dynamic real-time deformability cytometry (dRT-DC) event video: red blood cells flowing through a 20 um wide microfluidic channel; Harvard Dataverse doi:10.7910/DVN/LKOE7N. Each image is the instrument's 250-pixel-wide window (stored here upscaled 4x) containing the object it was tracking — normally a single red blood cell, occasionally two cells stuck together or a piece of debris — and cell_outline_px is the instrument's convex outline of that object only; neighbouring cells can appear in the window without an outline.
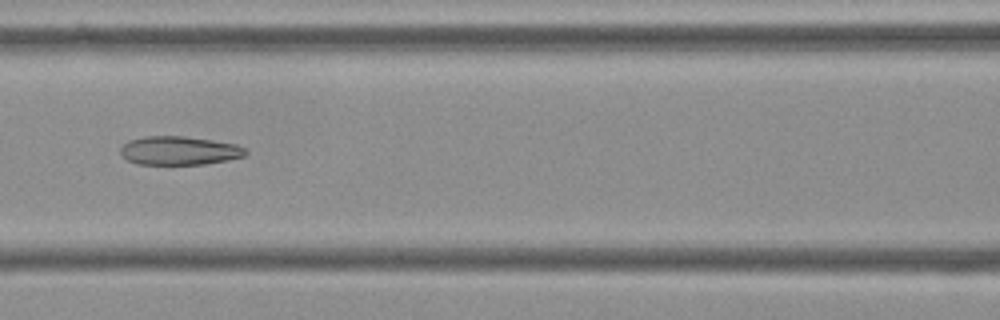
{"species": "Egyptian fruit bat (a non-hibernating species)", "species_latin": "Rousettus aegyptiacus", "temperature_condition": "cold", "stored_images_in_passage": 8, "camera_frame_rate_fps": 3000, "um_per_image_px": 0.085, "frame": {"image": 1, "passage_image": 7, "time_ms": 2.0, "image_size_px": [1000, 320], "cell_outline_px": [[248, 152], [244, 156], [228, 160], [204, 164], [136, 164], [128, 160], [120, 152], [120, 148], [128, 140], [144, 136], [184, 136], [212, 140], [236, 144], [244, 148]], "centroid_in_image_um": [15.23, 12.8], "position_along_channel_um": 151.4, "area_um2": 20.87}}
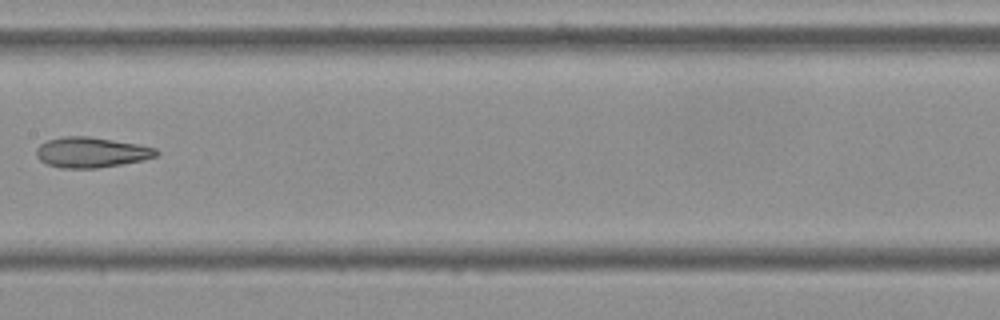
{"frame": {"image": 2, "passage_image": 8, "time_ms": 2.333, "image_size_px": [1000, 320], "cell_outline_px": [[160, 152], [156, 156], [144, 160], [96, 168], [60, 168], [48, 164], [40, 160], [36, 156], [36, 148], [40, 144], [48, 140], [64, 136], [88, 136], [136, 144], [156, 148]], "centroid_in_image_um": [7.74, 12.95], "position_along_channel_um": 199.7, "area_um2": 21.1}}